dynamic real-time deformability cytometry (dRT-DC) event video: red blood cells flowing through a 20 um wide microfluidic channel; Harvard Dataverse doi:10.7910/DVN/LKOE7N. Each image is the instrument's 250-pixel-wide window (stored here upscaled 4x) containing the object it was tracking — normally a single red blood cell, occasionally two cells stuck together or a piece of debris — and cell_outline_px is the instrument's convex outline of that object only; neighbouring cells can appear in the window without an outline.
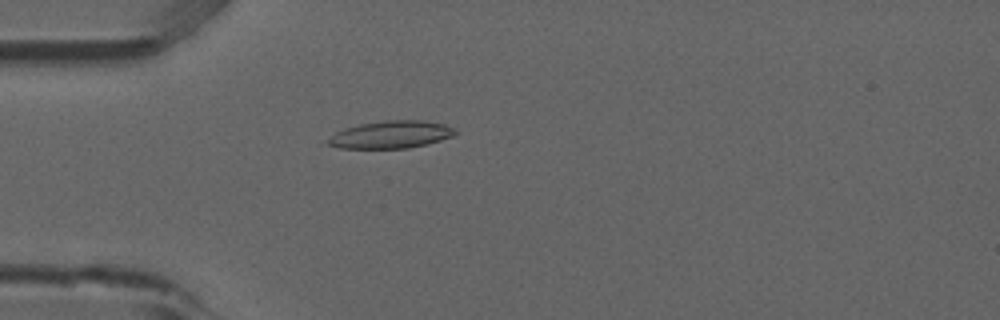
{"species": "common noctule bat (a hibernating species)", "species_latin": "Nyctalus noctula", "temperature_condition": "room temperature", "stored_images_in_passage": 1, "camera_frame_rate_fps": 3000, "um_per_image_px": 0.085, "animal": {"sex": "male", "forearm_length_mm": 52.5}, "frame": {"image": 1, "passage_image": 1, "time_ms": 0.0, "image_size_px": [1000, 320], "cell_outline_px": [[456, 132], [452, 136], [440, 140], [408, 148], [340, 148], [328, 144], [328, 140], [336, 132], [344, 128], [360, 124], [384, 120], [420, 120], [444, 124], [452, 128]], "centroid_in_image_um": [33.21, 11.43], "position_along_channel_um": 51.8, "area_um2": 20.0}}